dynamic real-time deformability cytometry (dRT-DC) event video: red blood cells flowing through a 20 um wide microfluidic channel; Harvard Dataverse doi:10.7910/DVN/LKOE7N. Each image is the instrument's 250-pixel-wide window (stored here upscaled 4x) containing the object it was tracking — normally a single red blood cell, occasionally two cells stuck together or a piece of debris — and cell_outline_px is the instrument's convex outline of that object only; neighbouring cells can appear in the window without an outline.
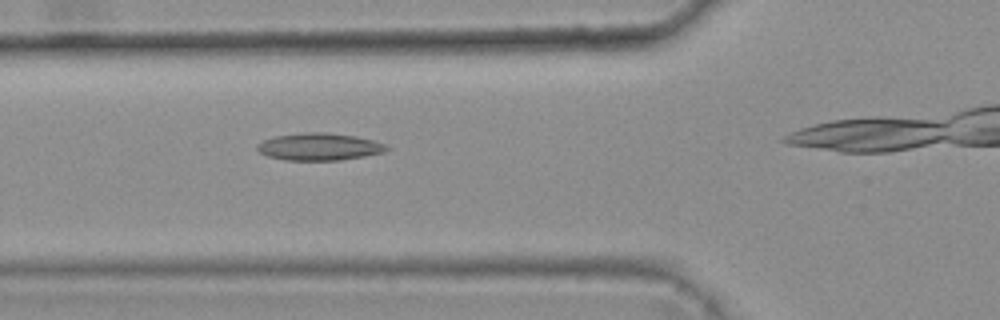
{"species": "common noctule bat (a hibernating species)", "species_latin": "Nyctalus noctula", "temperature_condition": "warm", "stored_images_in_passage": 25, "camera_frame_rate_fps": 3000, "um_per_image_px": 0.085, "animal": {"sex": "female", "body_mass_g": 25.1}, "frame": {"image": 1, "passage_image": 8, "time_ms": 2.333, "image_size_px": [1000, 320], "cell_outline_px": [[388, 148], [384, 152], [364, 156], [340, 160], [284, 160], [268, 156], [260, 152], [256, 148], [256, 144], [272, 136], [304, 132], [324, 132], [356, 136], [372, 140], [384, 144]], "centroid_in_image_um": [27.09, 12.46], "position_along_channel_um": 98.7, "area_um2": 20.52}}
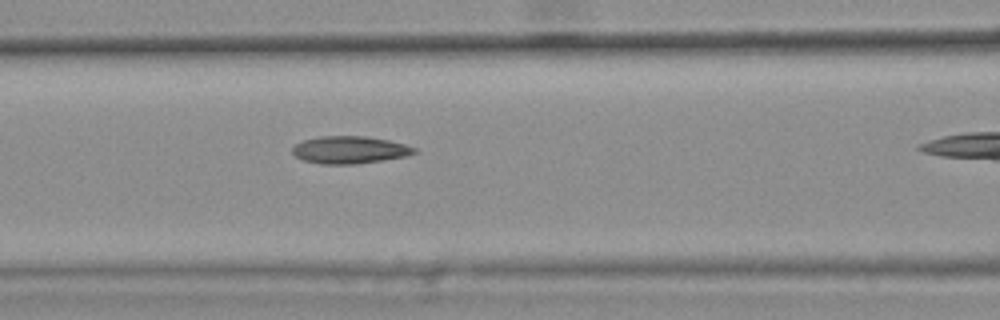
{"frame": {"image": 2, "passage_image": 11, "time_ms": 3.333, "image_size_px": [1000, 320], "cell_outline_px": [[416, 152], [408, 156], [356, 164], [320, 164], [304, 160], [296, 156], [292, 152], [292, 148], [296, 144], [304, 140], [320, 136], [368, 136], [388, 140], [404, 144], [416, 148]], "centroid_in_image_um": [29.73, 12.74], "position_along_channel_um": 136.9, "area_um2": 19.42}}